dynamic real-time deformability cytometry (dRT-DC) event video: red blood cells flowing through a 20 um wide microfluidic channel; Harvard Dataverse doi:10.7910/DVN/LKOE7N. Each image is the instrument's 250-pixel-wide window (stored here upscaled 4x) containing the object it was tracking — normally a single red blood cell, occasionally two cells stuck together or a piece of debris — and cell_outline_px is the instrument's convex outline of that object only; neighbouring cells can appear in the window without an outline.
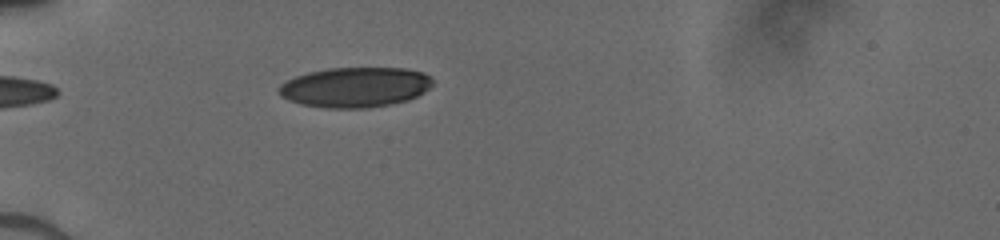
{"species": "human", "species_latin": "Homo sapiens", "temperature_condition": "cold", "stored_images_in_passage": 14, "camera_frame_rate_fps": 3000, "um_per_image_px": 0.085, "donor": {"sex": "male"}, "frame": {"image": 1, "passage_image": 2, "time_ms": 0.667, "image_size_px": [1000, 240], "cell_outline_px": [[432, 84], [424, 92], [408, 100], [368, 108], [328, 108], [300, 104], [288, 100], [280, 96], [280, 84], [296, 76], [308, 72], [328, 68], [404, 68], [424, 72], [432, 76]], "centroid_in_image_um": [30.2, 7.41], "position_along_channel_um": 54.8, "area_um2": 35.89}}
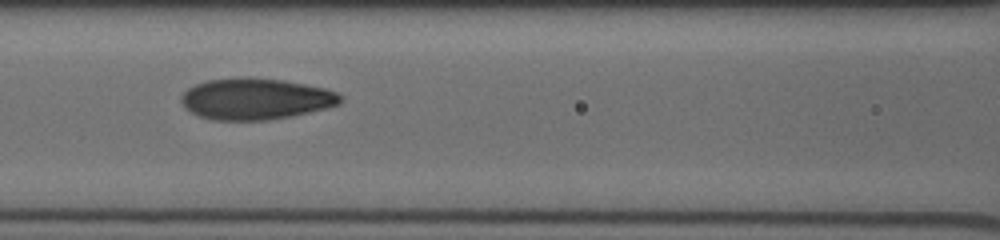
{"frame": {"image": 2, "passage_image": 7, "time_ms": 3.333, "image_size_px": [1000, 240], "cell_outline_px": [[344, 100], [340, 104], [328, 108], [292, 116], [268, 120], [212, 120], [200, 116], [184, 108], [180, 100], [180, 96], [188, 88], [196, 84], [208, 80], [240, 76], [248, 76], [284, 80], [324, 88], [336, 92], [344, 96]], "centroid_in_image_um": [21.75, 8.4], "position_along_channel_um": 144.9, "area_um2": 38.84}}
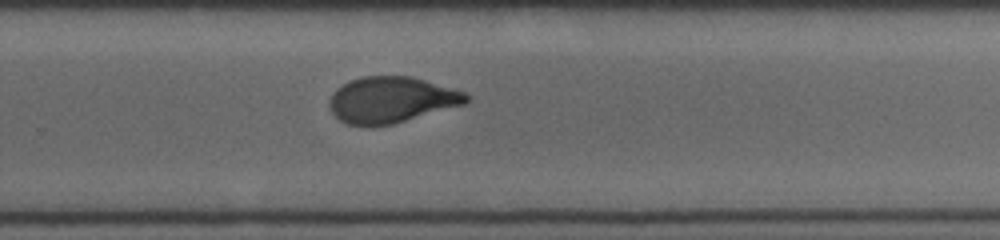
{"frame": {"image": 3, "passage_image": 14, "time_ms": 7.0, "image_size_px": [1000, 240], "cell_outline_px": [[468, 100], [464, 104], [392, 124], [348, 124], [340, 120], [332, 112], [328, 104], [328, 100], [332, 92], [336, 88], [352, 80], [364, 76], [412, 76], [468, 92]], "centroid_in_image_um": [33.28, 8.45], "position_along_channel_um": 296.5, "area_um2": 36.36}}